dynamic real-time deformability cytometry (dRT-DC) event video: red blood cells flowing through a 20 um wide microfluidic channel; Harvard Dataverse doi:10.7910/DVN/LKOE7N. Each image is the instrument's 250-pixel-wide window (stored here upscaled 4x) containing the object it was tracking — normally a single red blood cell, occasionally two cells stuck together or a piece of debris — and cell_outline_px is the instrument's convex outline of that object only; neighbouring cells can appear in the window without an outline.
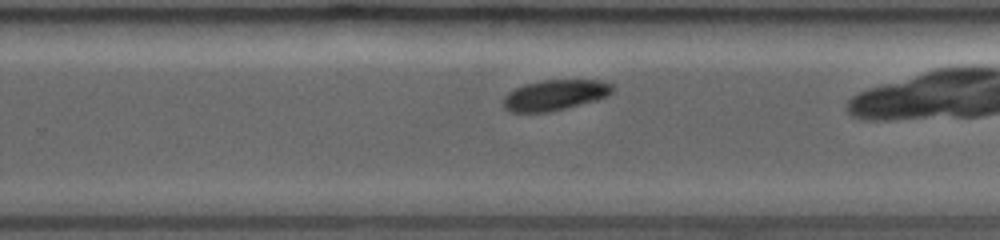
{"species": "common noctule bat (a hibernating species)", "species_latin": "Nyctalus noctula", "temperature_condition": "room temperature", "stored_images_in_passage": 16, "camera_frame_rate_fps": 3000, "um_per_image_px": 0.085, "animal": {"sex": "female", "body_mass_g": 19.0, "forearm_length_mm": 53.3}, "frame": {"image": 1, "passage_image": 14, "time_ms": 5.0, "image_size_px": [1000, 240], "cell_outline_px": [[616, 88], [612, 92], [596, 100], [548, 112], [508, 112], [504, 108], [504, 96], [508, 92], [524, 84], [540, 80], [600, 80], [612, 84]], "centroid_in_image_um": [47.15, 8.07], "position_along_channel_um": 282.6, "area_um2": 19.36}}